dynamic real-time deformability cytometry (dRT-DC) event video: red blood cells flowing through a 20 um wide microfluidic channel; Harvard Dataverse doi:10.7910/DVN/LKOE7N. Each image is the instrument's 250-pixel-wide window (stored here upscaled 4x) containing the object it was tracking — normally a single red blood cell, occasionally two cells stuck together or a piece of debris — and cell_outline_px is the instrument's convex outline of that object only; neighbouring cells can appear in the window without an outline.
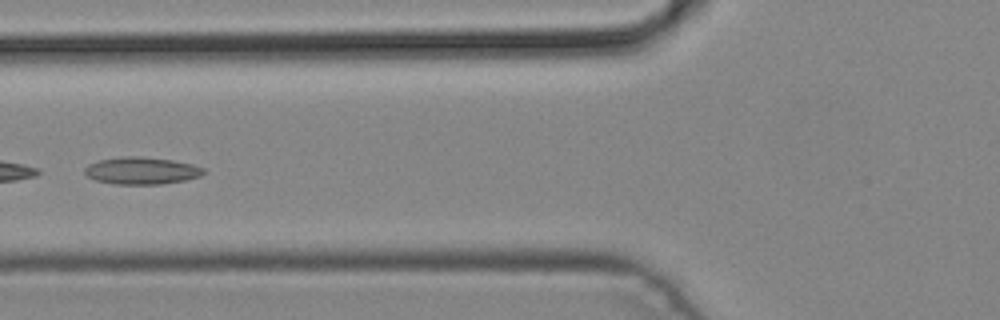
{"species": "common noctule bat (a hibernating species)", "species_latin": "Nyctalus noctula", "temperature_condition": "cold", "stored_images_in_passage": 6, "camera_frame_rate_fps": 3000, "um_per_image_px": 0.085, "animal": {"sex": "male", "body_mass_g": 19.2, "forearm_length_mm": 51.8}, "frame": {"image": 1, "passage_image": 5, "time_ms": 1.333, "image_size_px": [1000, 320], "cell_outline_px": [[204, 172], [200, 176], [184, 180], [160, 184], [112, 184], [96, 180], [88, 176], [84, 172], [84, 168], [88, 164], [100, 160], [120, 156], [140, 156], [172, 160], [192, 164], [204, 168]], "centroid_in_image_um": [12.0, 14.5], "position_along_channel_um": 113.8, "area_um2": 18.79}}
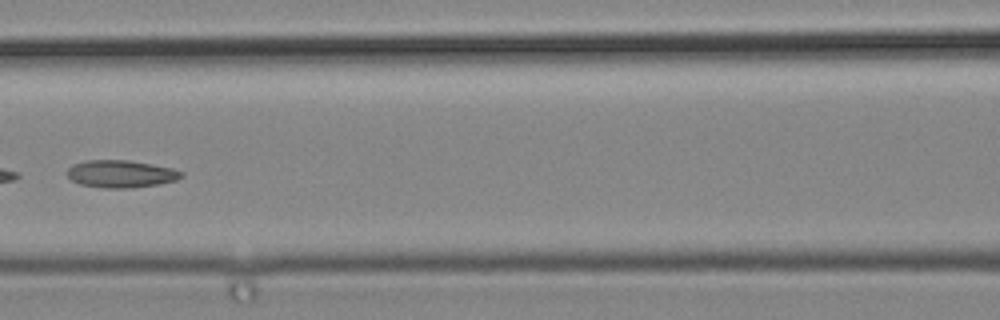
{"frame": {"image": 2, "passage_image": 6, "time_ms": 1.667, "image_size_px": [1000, 320], "cell_outline_px": [[184, 176], [176, 180], [160, 184], [128, 188], [104, 188], [80, 184], [72, 180], [68, 176], [68, 168], [72, 164], [88, 160], [128, 160], [152, 164], [172, 168], [184, 172]], "centroid_in_image_um": [10.3, 14.78], "position_along_channel_um": 156.3, "area_um2": 18.26}}